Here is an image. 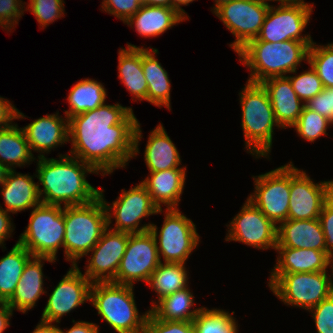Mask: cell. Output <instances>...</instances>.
<instances>
[{"label": "cell", "mask_w": 333, "mask_h": 333, "mask_svg": "<svg viewBox=\"0 0 333 333\" xmlns=\"http://www.w3.org/2000/svg\"><path fill=\"white\" fill-rule=\"evenodd\" d=\"M64 257L71 265L78 262L100 240L108 228L107 212L102 198L84 205L64 207Z\"/></svg>", "instance_id": "5"}, {"label": "cell", "mask_w": 333, "mask_h": 333, "mask_svg": "<svg viewBox=\"0 0 333 333\" xmlns=\"http://www.w3.org/2000/svg\"><path fill=\"white\" fill-rule=\"evenodd\" d=\"M307 63L315 70L324 88H333V42L309 47Z\"/></svg>", "instance_id": "37"}, {"label": "cell", "mask_w": 333, "mask_h": 333, "mask_svg": "<svg viewBox=\"0 0 333 333\" xmlns=\"http://www.w3.org/2000/svg\"><path fill=\"white\" fill-rule=\"evenodd\" d=\"M128 233L107 228L89 251L84 275L92 282H114L125 254Z\"/></svg>", "instance_id": "18"}, {"label": "cell", "mask_w": 333, "mask_h": 333, "mask_svg": "<svg viewBox=\"0 0 333 333\" xmlns=\"http://www.w3.org/2000/svg\"><path fill=\"white\" fill-rule=\"evenodd\" d=\"M185 266L183 263L170 262L158 265L147 283L157 296V300L151 301L149 310L164 297L189 286V270Z\"/></svg>", "instance_id": "32"}, {"label": "cell", "mask_w": 333, "mask_h": 333, "mask_svg": "<svg viewBox=\"0 0 333 333\" xmlns=\"http://www.w3.org/2000/svg\"><path fill=\"white\" fill-rule=\"evenodd\" d=\"M314 6V3H306L304 0H288L277 6L270 5L256 39L271 43L287 40L313 42L311 35L303 32L309 25Z\"/></svg>", "instance_id": "10"}, {"label": "cell", "mask_w": 333, "mask_h": 333, "mask_svg": "<svg viewBox=\"0 0 333 333\" xmlns=\"http://www.w3.org/2000/svg\"><path fill=\"white\" fill-rule=\"evenodd\" d=\"M14 312L7 303H0V333H4L11 326L10 320Z\"/></svg>", "instance_id": "49"}, {"label": "cell", "mask_w": 333, "mask_h": 333, "mask_svg": "<svg viewBox=\"0 0 333 333\" xmlns=\"http://www.w3.org/2000/svg\"><path fill=\"white\" fill-rule=\"evenodd\" d=\"M58 157L36 158L35 173L41 202L66 207L88 204L98 198L100 188L93 187L86 177L90 173H99L68 153Z\"/></svg>", "instance_id": "2"}, {"label": "cell", "mask_w": 333, "mask_h": 333, "mask_svg": "<svg viewBox=\"0 0 333 333\" xmlns=\"http://www.w3.org/2000/svg\"><path fill=\"white\" fill-rule=\"evenodd\" d=\"M186 168H171L164 171L149 172L140 183L151 195L153 203L163 209H179V202L184 193Z\"/></svg>", "instance_id": "22"}, {"label": "cell", "mask_w": 333, "mask_h": 333, "mask_svg": "<svg viewBox=\"0 0 333 333\" xmlns=\"http://www.w3.org/2000/svg\"><path fill=\"white\" fill-rule=\"evenodd\" d=\"M35 176V177H34ZM33 178L36 174L30 175L9 170L5 181L0 186V193L3 199L6 212L17 214L18 212L33 209L41 204L38 190V183Z\"/></svg>", "instance_id": "24"}, {"label": "cell", "mask_w": 333, "mask_h": 333, "mask_svg": "<svg viewBox=\"0 0 333 333\" xmlns=\"http://www.w3.org/2000/svg\"><path fill=\"white\" fill-rule=\"evenodd\" d=\"M184 21L186 19L173 8L143 4L124 24L135 29L142 38L150 39Z\"/></svg>", "instance_id": "26"}, {"label": "cell", "mask_w": 333, "mask_h": 333, "mask_svg": "<svg viewBox=\"0 0 333 333\" xmlns=\"http://www.w3.org/2000/svg\"><path fill=\"white\" fill-rule=\"evenodd\" d=\"M305 106L333 122V88H324L310 99Z\"/></svg>", "instance_id": "44"}, {"label": "cell", "mask_w": 333, "mask_h": 333, "mask_svg": "<svg viewBox=\"0 0 333 333\" xmlns=\"http://www.w3.org/2000/svg\"><path fill=\"white\" fill-rule=\"evenodd\" d=\"M80 269L79 266L71 265L48 295L40 320L60 324L63 316L90 301L92 282Z\"/></svg>", "instance_id": "17"}, {"label": "cell", "mask_w": 333, "mask_h": 333, "mask_svg": "<svg viewBox=\"0 0 333 333\" xmlns=\"http://www.w3.org/2000/svg\"><path fill=\"white\" fill-rule=\"evenodd\" d=\"M148 136L143 159L149 172L164 171L171 168H187L181 164L179 151L162 123H159L150 131Z\"/></svg>", "instance_id": "28"}, {"label": "cell", "mask_w": 333, "mask_h": 333, "mask_svg": "<svg viewBox=\"0 0 333 333\" xmlns=\"http://www.w3.org/2000/svg\"><path fill=\"white\" fill-rule=\"evenodd\" d=\"M144 333H195V329L192 321L162 320L149 312Z\"/></svg>", "instance_id": "40"}, {"label": "cell", "mask_w": 333, "mask_h": 333, "mask_svg": "<svg viewBox=\"0 0 333 333\" xmlns=\"http://www.w3.org/2000/svg\"><path fill=\"white\" fill-rule=\"evenodd\" d=\"M64 0H34L31 3H26L25 11L31 12L40 29H44L65 16Z\"/></svg>", "instance_id": "39"}, {"label": "cell", "mask_w": 333, "mask_h": 333, "mask_svg": "<svg viewBox=\"0 0 333 333\" xmlns=\"http://www.w3.org/2000/svg\"><path fill=\"white\" fill-rule=\"evenodd\" d=\"M332 125L333 122L328 118L305 106L297 122L291 128H294L298 137L313 143L321 136H328L327 128H331Z\"/></svg>", "instance_id": "36"}, {"label": "cell", "mask_w": 333, "mask_h": 333, "mask_svg": "<svg viewBox=\"0 0 333 333\" xmlns=\"http://www.w3.org/2000/svg\"><path fill=\"white\" fill-rule=\"evenodd\" d=\"M308 312L312 315L317 333H333V293Z\"/></svg>", "instance_id": "43"}, {"label": "cell", "mask_w": 333, "mask_h": 333, "mask_svg": "<svg viewBox=\"0 0 333 333\" xmlns=\"http://www.w3.org/2000/svg\"><path fill=\"white\" fill-rule=\"evenodd\" d=\"M104 188H100L108 219V228L118 232L137 234L150 231L152 222L141 224L144 218L162 214L152 201L151 195L139 182L129 190L121 189V194L111 204L104 197ZM115 219V224L113 222ZM111 225H115L114 227Z\"/></svg>", "instance_id": "8"}, {"label": "cell", "mask_w": 333, "mask_h": 333, "mask_svg": "<svg viewBox=\"0 0 333 333\" xmlns=\"http://www.w3.org/2000/svg\"><path fill=\"white\" fill-rule=\"evenodd\" d=\"M156 48L142 46V68L148 84V102L171 111V80L163 68Z\"/></svg>", "instance_id": "29"}, {"label": "cell", "mask_w": 333, "mask_h": 333, "mask_svg": "<svg viewBox=\"0 0 333 333\" xmlns=\"http://www.w3.org/2000/svg\"><path fill=\"white\" fill-rule=\"evenodd\" d=\"M333 191V179L314 182L306 173L290 161V202L288 219H318L324 204Z\"/></svg>", "instance_id": "14"}, {"label": "cell", "mask_w": 333, "mask_h": 333, "mask_svg": "<svg viewBox=\"0 0 333 333\" xmlns=\"http://www.w3.org/2000/svg\"><path fill=\"white\" fill-rule=\"evenodd\" d=\"M233 314L234 311L202 307L192 321L195 333H238V321Z\"/></svg>", "instance_id": "35"}, {"label": "cell", "mask_w": 333, "mask_h": 333, "mask_svg": "<svg viewBox=\"0 0 333 333\" xmlns=\"http://www.w3.org/2000/svg\"><path fill=\"white\" fill-rule=\"evenodd\" d=\"M195 0H171V8L176 10L181 16H183L186 20L189 19L187 12L182 8V6H188Z\"/></svg>", "instance_id": "51"}, {"label": "cell", "mask_w": 333, "mask_h": 333, "mask_svg": "<svg viewBox=\"0 0 333 333\" xmlns=\"http://www.w3.org/2000/svg\"><path fill=\"white\" fill-rule=\"evenodd\" d=\"M33 152L21 127L13 125L0 129V162L8 169L25 167L35 162Z\"/></svg>", "instance_id": "30"}, {"label": "cell", "mask_w": 333, "mask_h": 333, "mask_svg": "<svg viewBox=\"0 0 333 333\" xmlns=\"http://www.w3.org/2000/svg\"><path fill=\"white\" fill-rule=\"evenodd\" d=\"M26 2L23 0H0V27L8 32L19 24L24 15Z\"/></svg>", "instance_id": "41"}, {"label": "cell", "mask_w": 333, "mask_h": 333, "mask_svg": "<svg viewBox=\"0 0 333 333\" xmlns=\"http://www.w3.org/2000/svg\"><path fill=\"white\" fill-rule=\"evenodd\" d=\"M330 272L332 273V288H333V255L331 256Z\"/></svg>", "instance_id": "56"}, {"label": "cell", "mask_w": 333, "mask_h": 333, "mask_svg": "<svg viewBox=\"0 0 333 333\" xmlns=\"http://www.w3.org/2000/svg\"><path fill=\"white\" fill-rule=\"evenodd\" d=\"M309 66L308 70H304L300 74H297V70H295L286 76L299 99L305 104L324 89L317 73L311 65Z\"/></svg>", "instance_id": "38"}, {"label": "cell", "mask_w": 333, "mask_h": 333, "mask_svg": "<svg viewBox=\"0 0 333 333\" xmlns=\"http://www.w3.org/2000/svg\"><path fill=\"white\" fill-rule=\"evenodd\" d=\"M64 237V207L41 203L31 210L28 225L17 242L33 256L57 261L59 249H64Z\"/></svg>", "instance_id": "7"}, {"label": "cell", "mask_w": 333, "mask_h": 333, "mask_svg": "<svg viewBox=\"0 0 333 333\" xmlns=\"http://www.w3.org/2000/svg\"><path fill=\"white\" fill-rule=\"evenodd\" d=\"M269 288L284 305L299 307L308 312L333 293L332 273H285Z\"/></svg>", "instance_id": "11"}, {"label": "cell", "mask_w": 333, "mask_h": 333, "mask_svg": "<svg viewBox=\"0 0 333 333\" xmlns=\"http://www.w3.org/2000/svg\"><path fill=\"white\" fill-rule=\"evenodd\" d=\"M144 5L164 6L171 8V0H143Z\"/></svg>", "instance_id": "52"}, {"label": "cell", "mask_w": 333, "mask_h": 333, "mask_svg": "<svg viewBox=\"0 0 333 333\" xmlns=\"http://www.w3.org/2000/svg\"><path fill=\"white\" fill-rule=\"evenodd\" d=\"M312 44L296 40L271 43L255 38L236 54L240 63L250 71L247 81L262 83L272 77H286L297 70L302 61L307 63Z\"/></svg>", "instance_id": "3"}, {"label": "cell", "mask_w": 333, "mask_h": 333, "mask_svg": "<svg viewBox=\"0 0 333 333\" xmlns=\"http://www.w3.org/2000/svg\"><path fill=\"white\" fill-rule=\"evenodd\" d=\"M269 7L258 0H231L213 12L235 37L228 44L235 53L258 36Z\"/></svg>", "instance_id": "13"}, {"label": "cell", "mask_w": 333, "mask_h": 333, "mask_svg": "<svg viewBox=\"0 0 333 333\" xmlns=\"http://www.w3.org/2000/svg\"><path fill=\"white\" fill-rule=\"evenodd\" d=\"M66 98L69 109L64 110L69 119L75 115L96 109L103 105L107 98V89L104 85L92 78H83L72 85Z\"/></svg>", "instance_id": "31"}, {"label": "cell", "mask_w": 333, "mask_h": 333, "mask_svg": "<svg viewBox=\"0 0 333 333\" xmlns=\"http://www.w3.org/2000/svg\"><path fill=\"white\" fill-rule=\"evenodd\" d=\"M266 89L275 119L284 130L291 128L298 120L305 103L295 93L287 77H272L262 83Z\"/></svg>", "instance_id": "23"}, {"label": "cell", "mask_w": 333, "mask_h": 333, "mask_svg": "<svg viewBox=\"0 0 333 333\" xmlns=\"http://www.w3.org/2000/svg\"><path fill=\"white\" fill-rule=\"evenodd\" d=\"M239 102L244 149L255 159H270L274 129L282 128L275 119L266 89L261 83L246 81L239 92Z\"/></svg>", "instance_id": "4"}, {"label": "cell", "mask_w": 333, "mask_h": 333, "mask_svg": "<svg viewBox=\"0 0 333 333\" xmlns=\"http://www.w3.org/2000/svg\"><path fill=\"white\" fill-rule=\"evenodd\" d=\"M22 130L31 152H39L37 158L69 143L68 118L59 115V111L34 119Z\"/></svg>", "instance_id": "19"}, {"label": "cell", "mask_w": 333, "mask_h": 333, "mask_svg": "<svg viewBox=\"0 0 333 333\" xmlns=\"http://www.w3.org/2000/svg\"><path fill=\"white\" fill-rule=\"evenodd\" d=\"M26 118L28 117L18 110L12 102L0 96V129L13 125L16 119L21 120Z\"/></svg>", "instance_id": "46"}, {"label": "cell", "mask_w": 333, "mask_h": 333, "mask_svg": "<svg viewBox=\"0 0 333 333\" xmlns=\"http://www.w3.org/2000/svg\"><path fill=\"white\" fill-rule=\"evenodd\" d=\"M69 155L107 176L140 153L142 129L132 107L106 104L68 119Z\"/></svg>", "instance_id": "1"}, {"label": "cell", "mask_w": 333, "mask_h": 333, "mask_svg": "<svg viewBox=\"0 0 333 333\" xmlns=\"http://www.w3.org/2000/svg\"><path fill=\"white\" fill-rule=\"evenodd\" d=\"M160 263L156 239L150 231L128 234L114 283L134 286L141 281L147 284Z\"/></svg>", "instance_id": "16"}, {"label": "cell", "mask_w": 333, "mask_h": 333, "mask_svg": "<svg viewBox=\"0 0 333 333\" xmlns=\"http://www.w3.org/2000/svg\"><path fill=\"white\" fill-rule=\"evenodd\" d=\"M214 6L211 7V12L213 13L216 9H218L221 5L230 2L231 0H213Z\"/></svg>", "instance_id": "54"}, {"label": "cell", "mask_w": 333, "mask_h": 333, "mask_svg": "<svg viewBox=\"0 0 333 333\" xmlns=\"http://www.w3.org/2000/svg\"><path fill=\"white\" fill-rule=\"evenodd\" d=\"M226 226L227 242H239L263 251L276 250L278 226L248 199Z\"/></svg>", "instance_id": "15"}, {"label": "cell", "mask_w": 333, "mask_h": 333, "mask_svg": "<svg viewBox=\"0 0 333 333\" xmlns=\"http://www.w3.org/2000/svg\"><path fill=\"white\" fill-rule=\"evenodd\" d=\"M55 263L49 257L32 256L23 269L22 276L16 286V290L7 302V305L14 311L22 314L32 310L43 294H47L44 288L43 273L44 262Z\"/></svg>", "instance_id": "21"}, {"label": "cell", "mask_w": 333, "mask_h": 333, "mask_svg": "<svg viewBox=\"0 0 333 333\" xmlns=\"http://www.w3.org/2000/svg\"><path fill=\"white\" fill-rule=\"evenodd\" d=\"M319 221L325 235L326 240V251L332 256L333 255V198L324 204L322 211L319 215Z\"/></svg>", "instance_id": "45"}, {"label": "cell", "mask_w": 333, "mask_h": 333, "mask_svg": "<svg viewBox=\"0 0 333 333\" xmlns=\"http://www.w3.org/2000/svg\"><path fill=\"white\" fill-rule=\"evenodd\" d=\"M73 325L68 329V328H60L59 327V333H99L100 328L99 325L93 323V322H88V321H75L74 319L72 320Z\"/></svg>", "instance_id": "48"}, {"label": "cell", "mask_w": 333, "mask_h": 333, "mask_svg": "<svg viewBox=\"0 0 333 333\" xmlns=\"http://www.w3.org/2000/svg\"><path fill=\"white\" fill-rule=\"evenodd\" d=\"M11 213L2 209L0 204V247L6 249L5 241L12 237L15 227L13 225Z\"/></svg>", "instance_id": "47"}, {"label": "cell", "mask_w": 333, "mask_h": 333, "mask_svg": "<svg viewBox=\"0 0 333 333\" xmlns=\"http://www.w3.org/2000/svg\"><path fill=\"white\" fill-rule=\"evenodd\" d=\"M251 177L254 190L247 199L277 226L286 221L290 202V162Z\"/></svg>", "instance_id": "12"}, {"label": "cell", "mask_w": 333, "mask_h": 333, "mask_svg": "<svg viewBox=\"0 0 333 333\" xmlns=\"http://www.w3.org/2000/svg\"><path fill=\"white\" fill-rule=\"evenodd\" d=\"M134 286L114 282H95L90 289L89 303L97 314L117 333H144L150 310L139 314Z\"/></svg>", "instance_id": "6"}, {"label": "cell", "mask_w": 333, "mask_h": 333, "mask_svg": "<svg viewBox=\"0 0 333 333\" xmlns=\"http://www.w3.org/2000/svg\"><path fill=\"white\" fill-rule=\"evenodd\" d=\"M31 333H59V325L40 320Z\"/></svg>", "instance_id": "50"}, {"label": "cell", "mask_w": 333, "mask_h": 333, "mask_svg": "<svg viewBox=\"0 0 333 333\" xmlns=\"http://www.w3.org/2000/svg\"><path fill=\"white\" fill-rule=\"evenodd\" d=\"M258 1H262V2H265V3L278 2V4H279V3H282V2H285V1H288V0H258Z\"/></svg>", "instance_id": "55"}, {"label": "cell", "mask_w": 333, "mask_h": 333, "mask_svg": "<svg viewBox=\"0 0 333 333\" xmlns=\"http://www.w3.org/2000/svg\"><path fill=\"white\" fill-rule=\"evenodd\" d=\"M142 5L143 0H102L100 9L125 23Z\"/></svg>", "instance_id": "42"}, {"label": "cell", "mask_w": 333, "mask_h": 333, "mask_svg": "<svg viewBox=\"0 0 333 333\" xmlns=\"http://www.w3.org/2000/svg\"><path fill=\"white\" fill-rule=\"evenodd\" d=\"M276 264L270 271L268 287L282 274L329 271L331 256L327 251L276 247Z\"/></svg>", "instance_id": "20"}, {"label": "cell", "mask_w": 333, "mask_h": 333, "mask_svg": "<svg viewBox=\"0 0 333 333\" xmlns=\"http://www.w3.org/2000/svg\"><path fill=\"white\" fill-rule=\"evenodd\" d=\"M276 247L326 251V240L319 219H287L278 225Z\"/></svg>", "instance_id": "25"}, {"label": "cell", "mask_w": 333, "mask_h": 333, "mask_svg": "<svg viewBox=\"0 0 333 333\" xmlns=\"http://www.w3.org/2000/svg\"><path fill=\"white\" fill-rule=\"evenodd\" d=\"M161 213L164 220L160 230L153 223L150 228L156 239L160 262L186 264L201 242L196 225L180 209H161Z\"/></svg>", "instance_id": "9"}, {"label": "cell", "mask_w": 333, "mask_h": 333, "mask_svg": "<svg viewBox=\"0 0 333 333\" xmlns=\"http://www.w3.org/2000/svg\"><path fill=\"white\" fill-rule=\"evenodd\" d=\"M8 171L9 170L0 162V186L5 181Z\"/></svg>", "instance_id": "53"}, {"label": "cell", "mask_w": 333, "mask_h": 333, "mask_svg": "<svg viewBox=\"0 0 333 333\" xmlns=\"http://www.w3.org/2000/svg\"><path fill=\"white\" fill-rule=\"evenodd\" d=\"M193 307H196L195 297L188 286L158 301L150 309V312L156 318L162 320L193 321L202 309V306L198 308Z\"/></svg>", "instance_id": "33"}, {"label": "cell", "mask_w": 333, "mask_h": 333, "mask_svg": "<svg viewBox=\"0 0 333 333\" xmlns=\"http://www.w3.org/2000/svg\"><path fill=\"white\" fill-rule=\"evenodd\" d=\"M33 255L20 243L0 258V303H7L13 296L23 269Z\"/></svg>", "instance_id": "34"}, {"label": "cell", "mask_w": 333, "mask_h": 333, "mask_svg": "<svg viewBox=\"0 0 333 333\" xmlns=\"http://www.w3.org/2000/svg\"><path fill=\"white\" fill-rule=\"evenodd\" d=\"M118 79L132 100L148 102V84L142 68V47L128 43L118 49ZM137 99V100H136Z\"/></svg>", "instance_id": "27"}]
</instances>
